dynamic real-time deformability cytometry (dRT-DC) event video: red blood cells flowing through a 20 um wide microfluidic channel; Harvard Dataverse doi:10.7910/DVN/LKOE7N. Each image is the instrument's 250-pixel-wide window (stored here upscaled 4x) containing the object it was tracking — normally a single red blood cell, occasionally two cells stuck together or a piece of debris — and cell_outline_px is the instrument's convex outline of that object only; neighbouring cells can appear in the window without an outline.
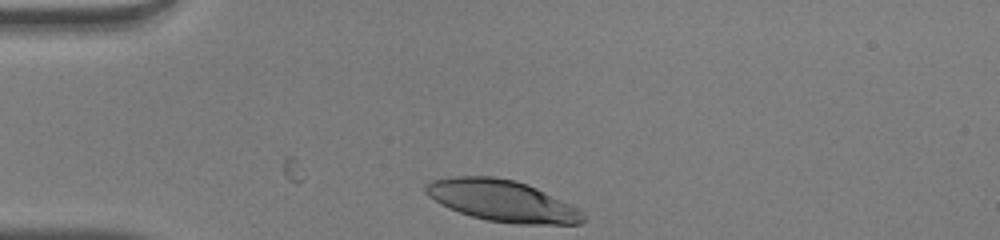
{"species": "human", "species_latin": "Homo sapiens", "temperature_condition": "warm", "stored_images_in_passage": 9, "camera_frame_rate_fps": 3000, "um_per_image_px": 0.085, "donor": {"sex": "male"}, "frame": {"image": 1, "passage_image": 1, "time_ms": 0.0, "image_size_px": [1000, 240], "cell_outline_px": [[584, 220], [580, 224], [512, 224], [488, 220], [472, 216], [448, 208], [440, 204], [428, 196], [424, 192], [424, 184], [428, 180], [456, 176], [492, 176], [516, 180], [528, 184], [576, 208], [584, 216]], "centroid_in_image_um": [42.6, 17.05], "position_along_channel_um": 42.4, "area_um2": 37.86}}